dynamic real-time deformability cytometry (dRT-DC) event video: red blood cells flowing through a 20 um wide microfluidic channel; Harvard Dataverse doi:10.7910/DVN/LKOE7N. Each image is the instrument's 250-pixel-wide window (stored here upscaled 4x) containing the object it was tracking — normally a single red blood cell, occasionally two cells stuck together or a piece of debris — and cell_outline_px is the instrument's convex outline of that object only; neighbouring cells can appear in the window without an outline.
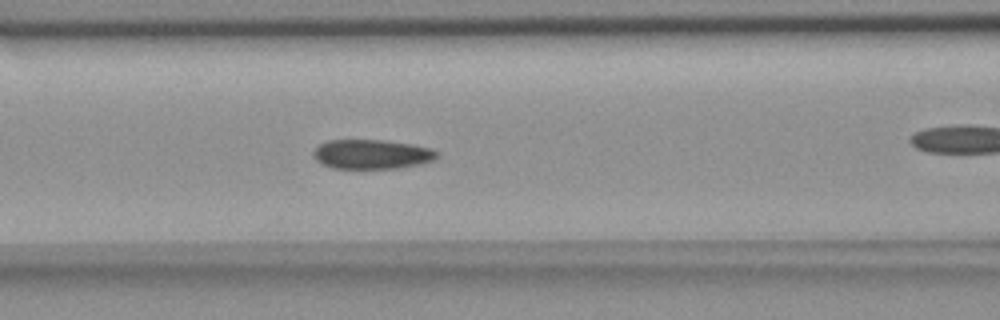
{"species": "common noctule bat (a hibernating species)", "species_latin": "Nyctalus noctula", "temperature_condition": "room temperature", "stored_images_in_passage": 42, "camera_frame_rate_fps": 3000, "um_per_image_px": 0.085, "animal": {"sex": "female", "body_mass_g": 18.4}, "frame": {"image": 1, "passage_image": 9, "time_ms": 2.667, "image_size_px": [1000, 320], "cell_outline_px": [[440, 156], [432, 160], [420, 164], [396, 168], [332, 168], [316, 160], [312, 156], [312, 152], [320, 144], [328, 140], [384, 140], [412, 144], [432, 148], [440, 152]], "centroid_in_image_um": [31.63, 13.1], "position_along_channel_um": 135.0, "area_um2": 21.27}}
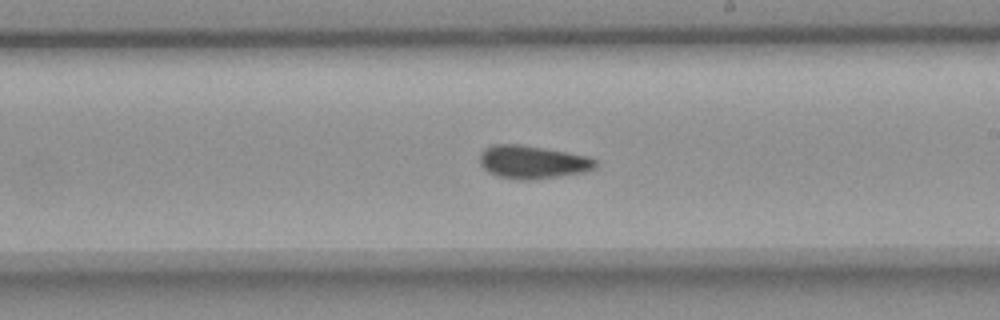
{"frame": {"image": 2, "passage_image": 18, "time_ms": 5.667, "image_size_px": [1000, 320], "cell_outline_px": [[596, 168], [584, 172], [532, 180], [516, 180], [500, 176], [488, 172], [480, 164], [480, 152], [484, 148], [492, 144], [520, 144], [568, 152], [588, 156], [596, 160]], "centroid_in_image_um": [45.25, 13.77], "position_along_channel_um": 243.7, "area_um2": 22.43}}
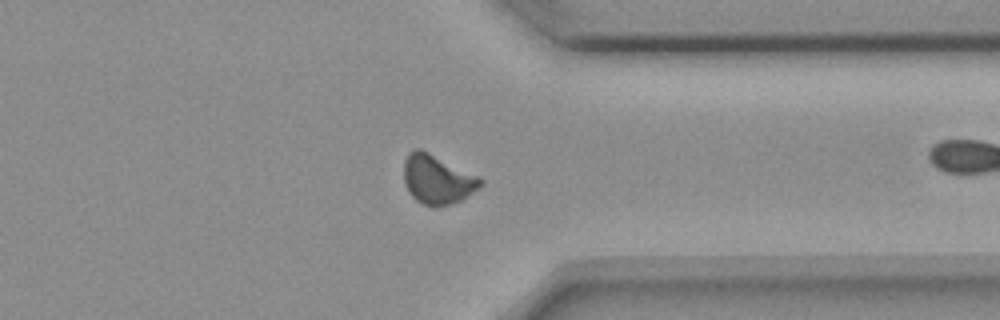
{"frame": {"image": 3, "passage_image": 29, "time_ms": 9.333, "image_size_px": [1000, 320], "cell_outline_px": [[484, 184], [460, 200], [448, 204], [432, 208], [416, 200], [408, 192], [404, 180], [404, 160], [408, 152], [416, 148], [420, 148], [480, 176], [484, 180]], "centroid_in_image_um": [37.17, 15.23], "position_along_channel_um": 374.2, "area_um2": 22.08}, "authors_computed_cell_mechanics": {"area_um2": 21.4727, "velocity_mm_per_s": 3.6463, "shape_relaxation_time_tau1_ms": null, "shape_relaxation_time_tau2_ms": 3.2905, "deformation_change_tau1": null, "deformation_change_tau2": 0.0668}}